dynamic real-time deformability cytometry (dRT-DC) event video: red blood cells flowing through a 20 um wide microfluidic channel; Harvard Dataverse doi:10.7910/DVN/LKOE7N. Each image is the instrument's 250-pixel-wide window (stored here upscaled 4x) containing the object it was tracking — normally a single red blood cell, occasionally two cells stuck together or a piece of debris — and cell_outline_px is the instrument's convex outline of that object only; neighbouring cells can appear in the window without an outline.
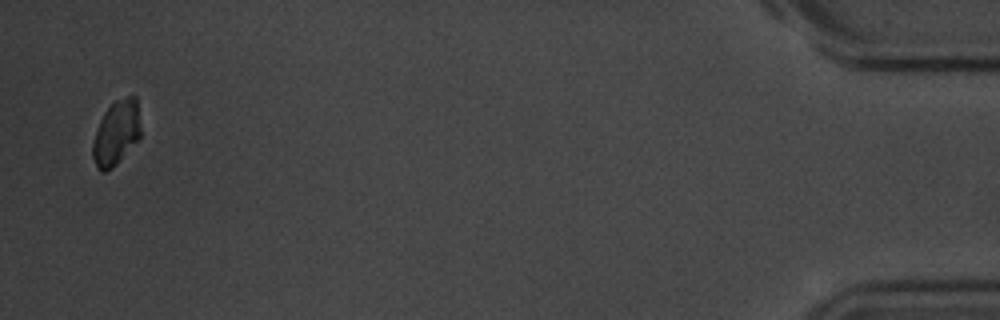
{"species": "common noctule bat (a hibernating species)", "species_latin": "Nyctalus noctula", "temperature_condition": "room temperature", "stored_images_in_passage": 12, "camera_frame_rate_fps": 3000, "um_per_image_px": 0.085, "animal": {"sex": "male", "body_mass_g": 20.1, "forearm_length_mm": 53.5}, "frame": {"image": 1, "passage_image": 12, "time_ms": 13.333, "image_size_px": [1000, 320], "cell_outline_px": [[140, 136], [116, 164], [112, 168], [104, 172], [100, 172], [96, 168], [92, 156], [92, 144], [100, 120], [104, 112], [116, 100], [128, 96], [136, 96], [140, 128]], "centroid_in_image_um": [9.85, 11.31], "position_along_channel_um": 425.3, "area_um2": 17.74}}